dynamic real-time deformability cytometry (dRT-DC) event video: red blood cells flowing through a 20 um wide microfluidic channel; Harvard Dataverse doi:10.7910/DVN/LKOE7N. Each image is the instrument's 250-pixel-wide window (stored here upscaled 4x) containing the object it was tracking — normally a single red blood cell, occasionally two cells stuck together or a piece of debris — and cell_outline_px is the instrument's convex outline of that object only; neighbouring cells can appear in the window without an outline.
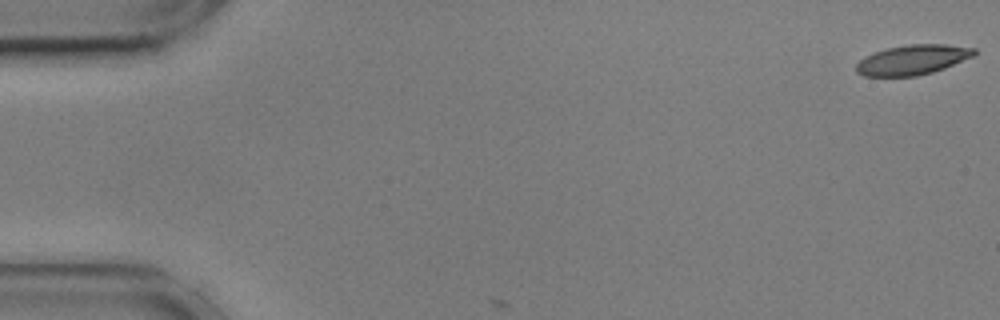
{"species": "common noctule bat (a hibernating species)", "species_latin": "Nyctalus noctula", "temperature_condition": "cold", "stored_images_in_passage": 3, "camera_frame_rate_fps": 3000, "um_per_image_px": 0.085, "animal": {"sex": "male", "body_mass_g": 17.9, "forearm_length_mm": 54.2}, "frame": {"image": 1, "passage_image": 1, "time_ms": 0.0, "image_size_px": [1000, 320], "cell_outline_px": [[976, 52], [972, 56], [944, 68], [932, 72], [916, 76], [864, 76], [856, 72], [856, 64], [860, 60], [884, 48], [908, 44], [944, 44], [976, 48]], "centroid_in_image_um": [77.56, 5.08], "position_along_channel_um": 7.4, "area_um2": 20.35}}